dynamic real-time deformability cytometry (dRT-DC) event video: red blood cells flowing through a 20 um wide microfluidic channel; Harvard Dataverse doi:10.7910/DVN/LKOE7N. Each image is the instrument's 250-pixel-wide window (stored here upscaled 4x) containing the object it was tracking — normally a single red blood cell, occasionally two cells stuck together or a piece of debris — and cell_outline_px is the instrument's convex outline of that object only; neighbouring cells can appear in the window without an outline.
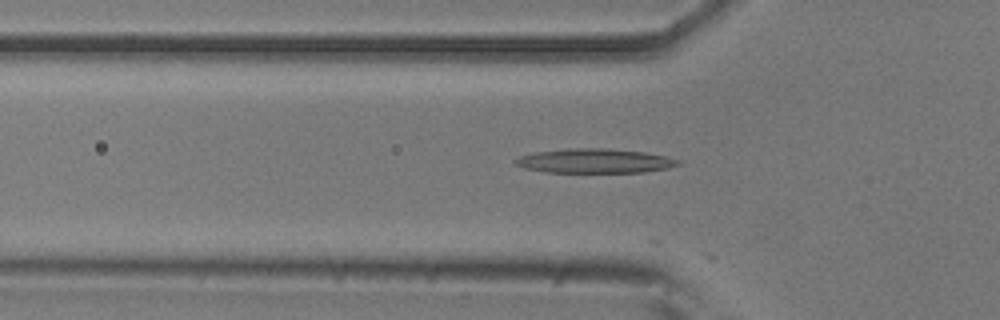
{"species": "common noctule bat (a hibernating species)", "species_latin": "Nyctalus noctula", "temperature_condition": "room temperature", "stored_images_in_passage": 25, "camera_frame_rate_fps": 3000, "um_per_image_px": 0.085, "animal": {"sex": "male", "body_mass_g": 20.5, "forearm_length_mm": 52.5}, "frame": {"image": 1, "passage_image": 16, "time_ms": 5.0, "image_size_px": [1000, 320], "cell_outline_px": [[680, 164], [668, 168], [644, 172], [544, 172], [524, 168], [516, 164], [512, 160], [520, 156], [536, 152], [568, 148], [604, 148], [644, 152], [668, 156], [680, 160]], "centroid_in_image_um": [50.55, 13.67], "position_along_channel_um": 75.2, "area_um2": 23.12}}
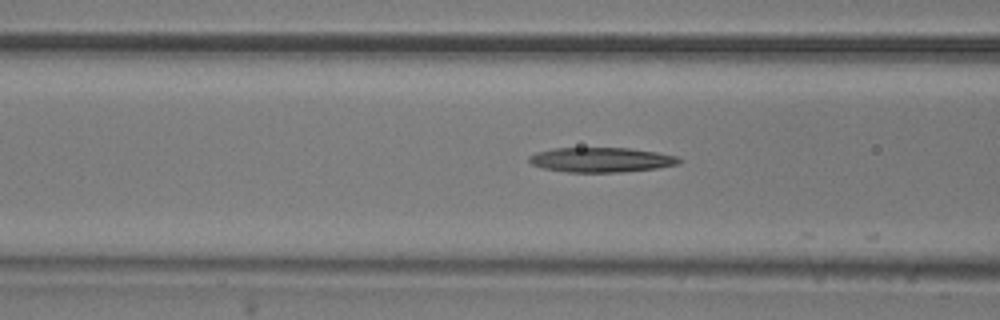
{"frame": {"image": 2, "passage_image": 19, "time_ms": 6.0, "image_size_px": [1000, 320], "cell_outline_px": [[684, 160], [680, 164], [656, 168], [620, 172], [568, 172], [544, 168], [532, 164], [528, 160], [528, 156], [536, 152], [552, 148], [628, 148], [656, 152], [676, 156]], "centroid_in_image_um": [51.11, 13.58], "position_along_channel_um": 115.5, "area_um2": 21.62}}
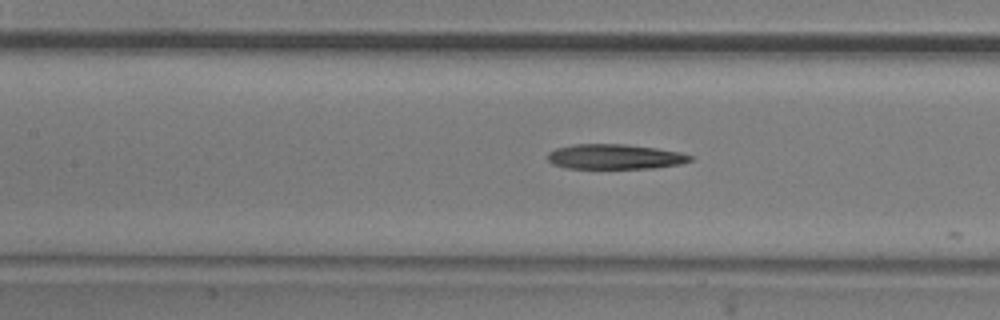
{"frame": {"image": 3, "passage_image": 22, "time_ms": 7.0, "image_size_px": [1000, 320], "cell_outline_px": [[692, 160], [680, 164], [656, 168], [568, 168], [552, 164], [548, 160], [548, 152], [556, 148], [572, 144], [624, 144], [656, 148], [680, 152], [692, 156]], "centroid_in_image_um": [52.25, 13.31], "position_along_channel_um": 155.1, "area_um2": 20.75}}